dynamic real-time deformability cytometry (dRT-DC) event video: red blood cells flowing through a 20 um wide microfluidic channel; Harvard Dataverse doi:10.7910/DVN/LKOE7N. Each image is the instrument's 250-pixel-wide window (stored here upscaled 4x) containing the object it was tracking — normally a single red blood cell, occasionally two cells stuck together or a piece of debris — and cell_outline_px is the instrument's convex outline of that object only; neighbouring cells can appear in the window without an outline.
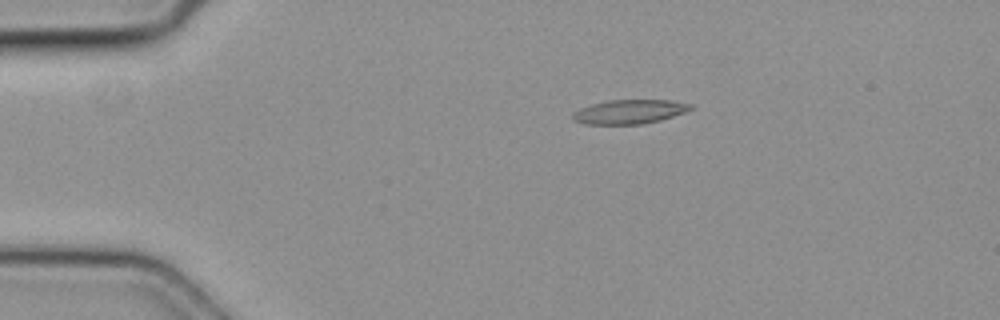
{"species": "common noctule bat (a hibernating species)", "species_latin": "Nyctalus noctula", "temperature_condition": "cold", "stored_images_in_passage": 43, "camera_frame_rate_fps": 3000, "um_per_image_px": 0.085, "animal": {"sex": "female", "body_mass_g": 19.3, "forearm_length_mm": 54.1}, "frame": {"image": 1, "passage_image": 1, "time_ms": 0.0, "image_size_px": [1000, 320], "cell_outline_px": [[692, 108], [684, 112], [660, 120], [644, 124], [588, 124], [572, 120], [572, 112], [580, 108], [592, 104], [608, 100], [672, 100], [692, 104]], "centroid_in_image_um": [53.48, 9.49], "position_along_channel_um": 31.5, "area_um2": 16.53}}
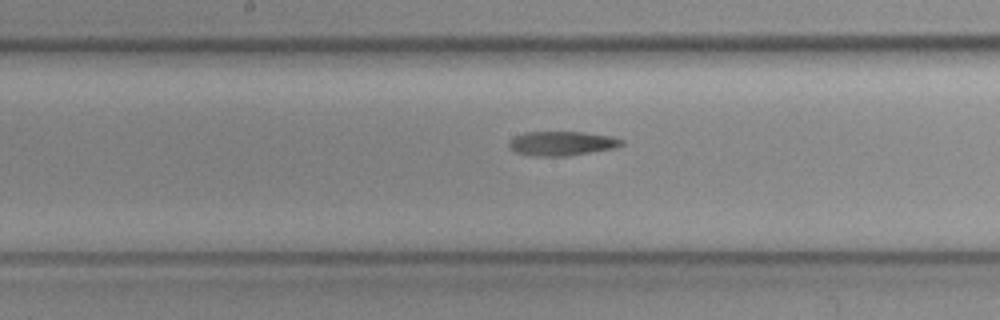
{"frame": {"image": 2, "passage_image": 18, "time_ms": 5.667, "image_size_px": [1000, 320], "cell_outline_px": [[624, 144], [612, 148], [568, 156], [532, 156], [516, 152], [508, 144], [516, 136], [524, 132], [584, 132], [612, 136], [624, 140]], "centroid_in_image_um": [47.78, 12.19], "position_along_channel_um": 200.4, "area_um2": 15.78}}
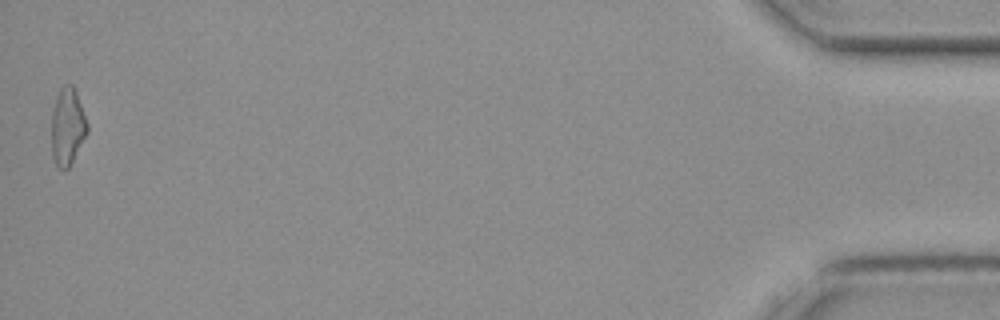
{"frame": {"image": 3, "passage_image": 43, "time_ms": 14.0, "image_size_px": [1000, 320], "cell_outline_px": [[88, 132], [68, 168], [64, 172], [56, 164], [52, 156], [52, 108], [56, 96], [60, 88], [64, 84], [72, 84], [76, 92], [88, 124]], "centroid_in_image_um": [5.73, 10.75], "position_along_channel_um": 429.5, "area_um2": 16.07}}